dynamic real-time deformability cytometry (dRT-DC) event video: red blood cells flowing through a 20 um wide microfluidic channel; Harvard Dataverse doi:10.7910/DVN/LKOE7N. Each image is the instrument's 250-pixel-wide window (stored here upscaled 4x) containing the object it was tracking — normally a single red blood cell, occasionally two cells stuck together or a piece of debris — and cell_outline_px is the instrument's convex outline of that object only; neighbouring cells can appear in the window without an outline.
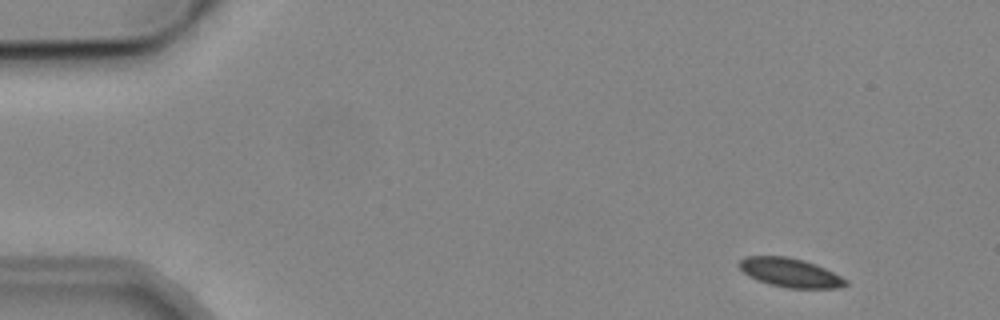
{"species": "common noctule bat (a hibernating species)", "species_latin": "Nyctalus noctula", "temperature_condition": "cold", "stored_images_in_passage": 4, "camera_frame_rate_fps": 3000, "um_per_image_px": 0.085, "animal": {"sex": "male", "body_mass_g": 19.2, "forearm_length_mm": 51.8}, "frame": {"image": 1, "passage_image": 1, "time_ms": 0.0, "image_size_px": [1000, 320], "cell_outline_px": [[848, 284], [840, 288], [788, 288], [768, 284], [748, 276], [740, 268], [740, 260], [744, 256], [788, 256], [804, 260], [816, 264], [848, 280]], "centroid_in_image_um": [67.17, 23.17], "position_along_channel_um": 17.8, "area_um2": 17.98}}
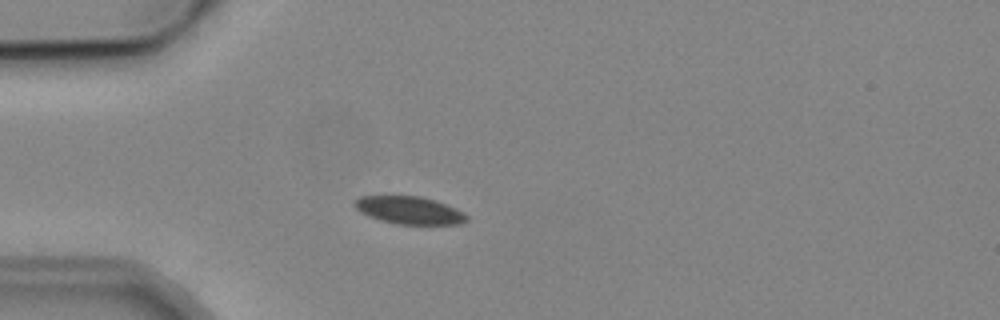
{"frame": {"image": 2, "passage_image": 4, "time_ms": 3.333, "image_size_px": [1000, 320], "cell_outline_px": [[468, 220], [456, 224], [400, 224], [380, 220], [368, 216], [360, 212], [352, 204], [352, 200], [360, 196], [420, 196], [436, 200], [456, 208], [464, 212], [468, 216]], "centroid_in_image_um": [34.76, 17.86], "position_along_channel_um": 50.2, "area_um2": 18.15}}